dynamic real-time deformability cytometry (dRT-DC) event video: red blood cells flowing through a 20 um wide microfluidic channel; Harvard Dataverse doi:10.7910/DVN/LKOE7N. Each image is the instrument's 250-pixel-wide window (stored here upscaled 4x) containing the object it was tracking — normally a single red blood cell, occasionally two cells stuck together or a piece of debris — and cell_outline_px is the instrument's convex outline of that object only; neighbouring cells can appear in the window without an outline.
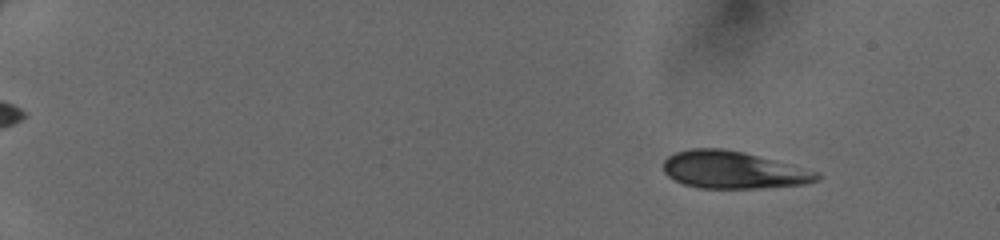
{"species": "human", "species_latin": "Homo sapiens", "temperature_condition": "cold", "stored_images_in_passage": 22, "camera_frame_rate_fps": 3000, "um_per_image_px": 0.085, "donor": {"sex": "female"}, "frame": {"image": 1, "passage_image": 5, "time_ms": 1.333, "image_size_px": [1000, 240], "cell_outline_px": [[824, 176], [820, 180], [808, 184], [764, 188], [700, 188], [684, 184], [668, 176], [664, 172], [664, 160], [668, 156], [676, 152], [692, 148], [720, 148], [744, 152], [820, 172]], "centroid_in_image_um": [62.39, 14.45], "position_along_channel_um": 22.6, "area_um2": 33.58}}
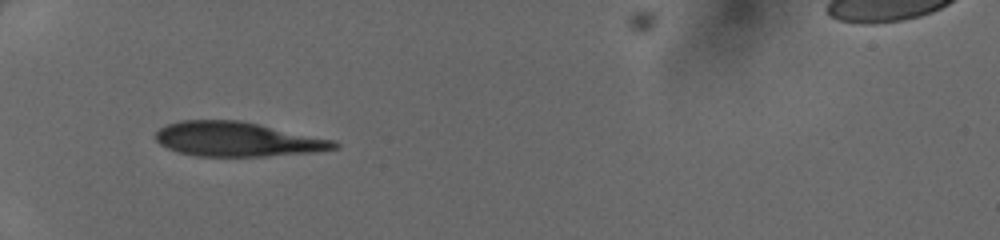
{"frame": {"image": 2, "passage_image": 15, "time_ms": 4.667, "image_size_px": [1000, 240], "cell_outline_px": [[340, 144], [336, 148], [312, 152], [264, 156], [196, 156], [176, 152], [160, 144], [156, 140], [156, 132], [160, 128], [168, 124], [180, 120], [240, 120], [260, 124], [336, 140]], "centroid_in_image_um": [20.17, 11.83], "position_along_channel_um": 64.8, "area_um2": 35.89}}
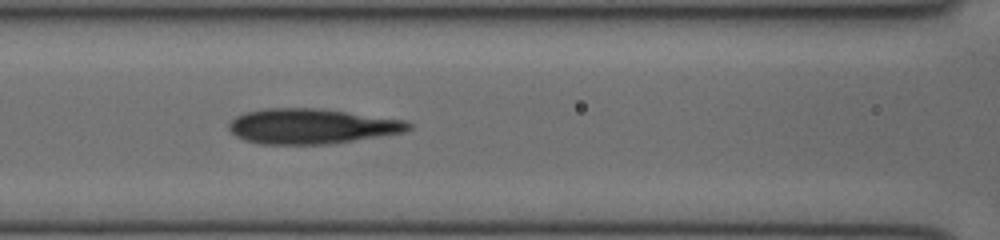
{"frame": {"image": 3, "passage_image": 20, "time_ms": 6.333, "image_size_px": [1000, 240], "cell_outline_px": [[412, 128], [404, 132], [328, 144], [260, 144], [244, 140], [236, 136], [228, 128], [228, 124], [236, 116], [244, 112], [264, 108], [316, 108], [408, 120], [412, 124]], "centroid_in_image_um": [26.47, 10.72], "position_along_channel_um": 140.1, "area_um2": 36.76}}